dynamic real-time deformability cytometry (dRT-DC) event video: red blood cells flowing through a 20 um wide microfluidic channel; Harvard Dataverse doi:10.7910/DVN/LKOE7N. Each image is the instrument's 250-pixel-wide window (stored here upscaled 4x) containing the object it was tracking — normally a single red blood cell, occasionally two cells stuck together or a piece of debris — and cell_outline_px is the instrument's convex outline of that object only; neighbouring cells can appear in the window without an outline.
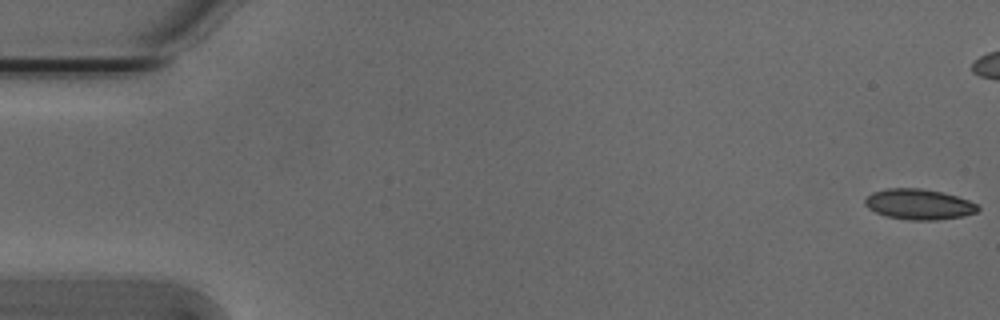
{"species": "Egyptian fruit bat (a non-hibernating species)", "species_latin": "Rousettus aegyptiacus", "temperature_condition": "cold", "stored_images_in_passage": 17, "camera_frame_rate_fps": 3000, "um_per_image_px": 0.085, "animal": {"sex": "male"}, "frame": {"image": 1, "passage_image": 1, "time_ms": 0.0, "image_size_px": [1000, 320], "cell_outline_px": [[980, 208], [976, 212], [964, 216], [936, 220], [908, 220], [888, 216], [876, 212], [868, 208], [864, 204], [864, 200], [872, 192], [888, 188], [920, 188], [940, 192], [956, 196], [968, 200], [976, 204]], "centroid_in_image_um": [78.09, 17.36], "position_along_channel_um": 6.9, "area_um2": 19.94}}